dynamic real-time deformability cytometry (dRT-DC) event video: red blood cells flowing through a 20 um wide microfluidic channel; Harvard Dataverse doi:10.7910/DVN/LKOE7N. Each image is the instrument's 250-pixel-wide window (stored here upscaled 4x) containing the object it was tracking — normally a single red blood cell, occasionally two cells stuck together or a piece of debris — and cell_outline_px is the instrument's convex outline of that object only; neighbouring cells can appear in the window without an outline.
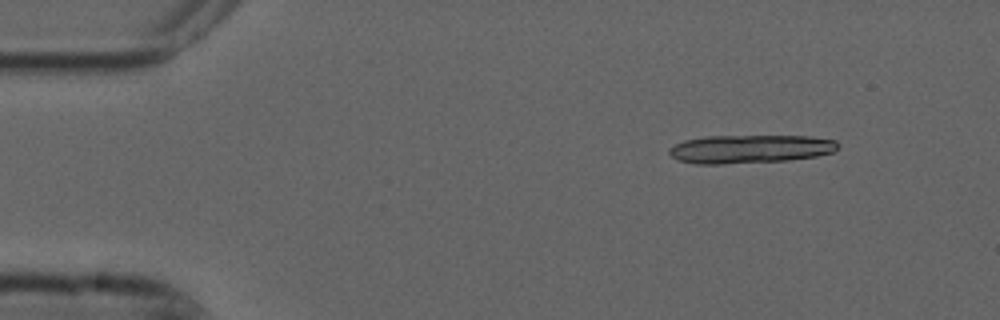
{"species": "common noctule bat (a hibernating species)", "species_latin": "Nyctalus noctula", "temperature_condition": "cold", "stored_images_in_passage": 5, "segment_of_instrument_passage": [1, 2], "camera_frame_rate_fps": 3000, "um_per_image_px": 0.085, "animal": {"sex": "male", "forearm_length_mm": 52.5}, "frame": {"image": 1, "passage_image": 2, "time_ms": 0.333, "image_size_px": [1000, 320], "cell_outline_px": [[840, 148], [832, 152], [816, 156], [788, 160], [724, 164], [696, 164], [676, 160], [668, 152], [668, 148], [684, 140], [704, 136], [812, 136], [836, 140], [840, 144]], "centroid_in_image_um": [63.76, 12.66], "position_along_channel_um": 21.2, "area_um2": 28.21}}